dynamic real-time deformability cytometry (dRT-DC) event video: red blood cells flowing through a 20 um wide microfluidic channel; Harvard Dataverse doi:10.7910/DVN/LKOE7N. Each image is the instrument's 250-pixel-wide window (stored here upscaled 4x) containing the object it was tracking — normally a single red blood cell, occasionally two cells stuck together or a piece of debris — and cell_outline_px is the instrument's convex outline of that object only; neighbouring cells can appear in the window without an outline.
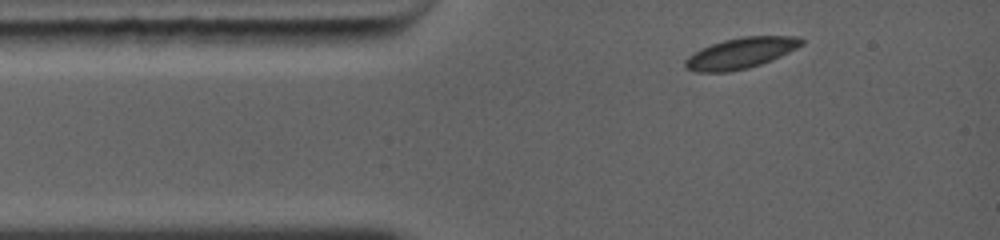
{"species": "common noctule bat (a hibernating species)", "species_latin": "Nyctalus noctula", "temperature_condition": "warm", "stored_images_in_passage": 2, "camera_frame_rate_fps": 5000, "um_per_image_px": 0.085, "animal": {"sex": "female", "body_mass_g": 19.0, "forearm_length_mm": 56.7}, "frame": {"image": 1, "passage_image": 1, "time_ms": 0.0, "image_size_px": [1000, 240], "cell_outline_px": [[804, 44], [772, 60], [748, 68], [728, 72], [696, 72], [684, 68], [684, 60], [688, 56], [700, 48], [724, 40], [744, 36], [800, 36], [804, 40]], "centroid_in_image_um": [62.94, 4.52], "position_along_channel_um": 22.1, "area_um2": 20.98}}